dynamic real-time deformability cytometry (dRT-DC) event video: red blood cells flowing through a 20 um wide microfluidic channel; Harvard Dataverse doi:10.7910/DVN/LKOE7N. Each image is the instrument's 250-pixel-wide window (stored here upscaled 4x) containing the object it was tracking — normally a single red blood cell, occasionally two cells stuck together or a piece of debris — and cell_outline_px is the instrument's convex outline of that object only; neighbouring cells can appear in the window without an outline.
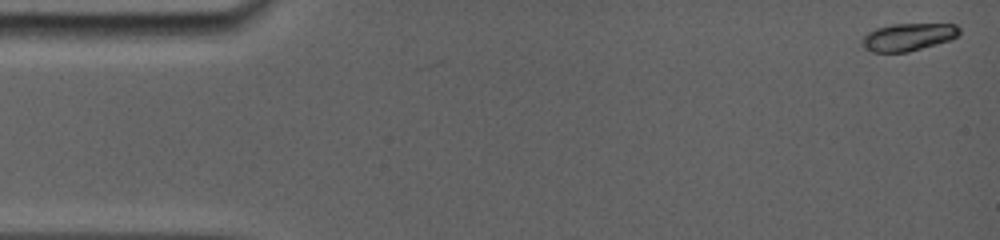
{"species": "common noctule bat (a hibernating species)", "species_latin": "Nyctalus noctula", "temperature_condition": "room temperature", "stored_images_in_passage": 36, "camera_frame_rate_fps": 5000, "um_per_image_px": 0.085, "animal": {"sex": "female", "body_mass_g": 19.0, "forearm_length_mm": 56.7}, "frame": {"image": 1, "passage_image": 1, "time_ms": 0.0, "image_size_px": [1000, 240], "cell_outline_px": [[960, 32], [952, 40], [908, 52], [872, 52], [864, 48], [860, 44], [860, 40], [868, 32], [876, 28], [892, 24], [956, 24], [960, 28]], "centroid_in_image_um": [77.18, 3.15], "position_along_channel_um": 7.8, "area_um2": 15.78}}
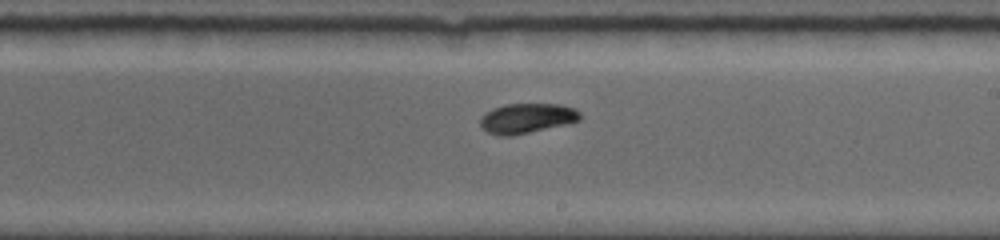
{"frame": {"image": 2, "passage_image": 21, "time_ms": 9.4, "image_size_px": [1000, 240], "cell_outline_px": [[580, 120], [568, 124], [512, 136], [500, 136], [488, 132], [480, 128], [480, 116], [484, 112], [492, 108], [504, 104], [560, 104], [576, 108], [580, 112]], "centroid_in_image_um": [44.76, 10.05], "position_along_channel_um": 244.2, "area_um2": 17.74}}
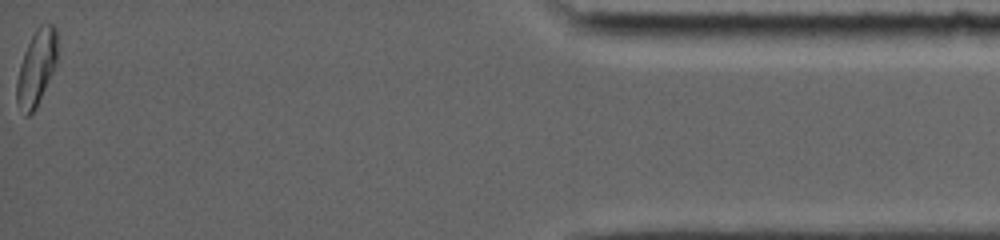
{"frame": {"image": 3, "passage_image": 36, "time_ms": 16.2, "image_size_px": [1000, 240], "cell_outline_px": [[56, 64], [36, 108], [28, 116], [24, 116], [16, 100], [16, 80], [20, 64], [24, 52], [36, 28], [40, 24], [52, 24], [56, 28]], "centroid_in_image_um": [3.07, 5.77], "position_along_channel_um": 432.1, "area_um2": 17.69}, "authors_computed_cell_mechanics": {"area_um2": 17.34, "velocity_mm_per_s": 3.8477, "shape_relaxation_time_tau1_ms": 2.6521, "shape_relaxation_time_tau2_ms": 4.5281, "deformation_change_tau1": 0.0942, "deformation_change_tau2": 0.0597}}